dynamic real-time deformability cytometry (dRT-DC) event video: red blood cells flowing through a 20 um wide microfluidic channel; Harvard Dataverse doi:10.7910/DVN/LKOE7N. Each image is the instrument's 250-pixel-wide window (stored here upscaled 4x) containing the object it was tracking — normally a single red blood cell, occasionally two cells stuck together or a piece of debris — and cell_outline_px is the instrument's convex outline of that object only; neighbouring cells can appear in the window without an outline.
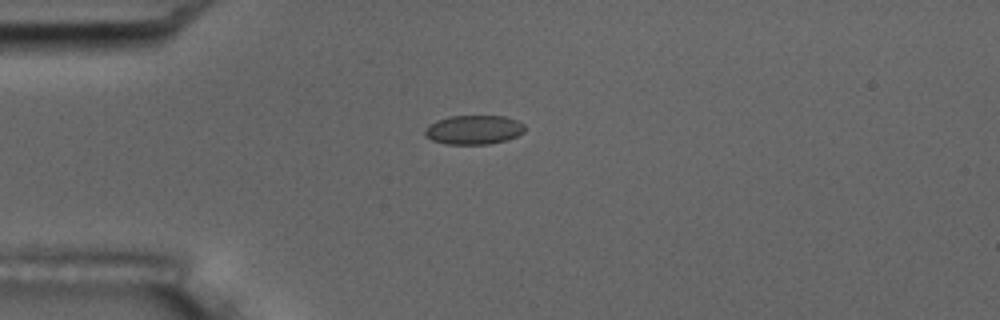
{"species": "common noctule bat (a hibernating species)", "species_latin": "Nyctalus noctula", "temperature_condition": "room temperature", "stored_images_in_passage": 16, "camera_frame_rate_fps": 3000, "um_per_image_px": 0.085, "animal": {"sex": "male", "body_mass_g": 17.5, "forearm_length_mm": 52.3}, "frame": {"image": 1, "passage_image": 5, "time_ms": 4.667, "image_size_px": [1000, 320], "cell_outline_px": [[524, 132], [516, 136], [504, 140], [488, 144], [444, 144], [432, 140], [424, 136], [424, 128], [428, 124], [436, 120], [448, 116], [504, 116], [516, 120], [524, 124]], "centroid_in_image_um": [40.21, 11.02], "position_along_channel_um": 44.8, "area_um2": 17.05}, "authors_computed_cell_mechanics": {"area_um2": 17.051, "velocity_mm_per_s": 3.5426, "shape_relaxation_time_tau1_ms": 5.7617, "shape_relaxation_time_tau2_ms": 1.3349, "deformation_change_tau1": 0.0845, "deformation_change_tau2": 0.0614}}